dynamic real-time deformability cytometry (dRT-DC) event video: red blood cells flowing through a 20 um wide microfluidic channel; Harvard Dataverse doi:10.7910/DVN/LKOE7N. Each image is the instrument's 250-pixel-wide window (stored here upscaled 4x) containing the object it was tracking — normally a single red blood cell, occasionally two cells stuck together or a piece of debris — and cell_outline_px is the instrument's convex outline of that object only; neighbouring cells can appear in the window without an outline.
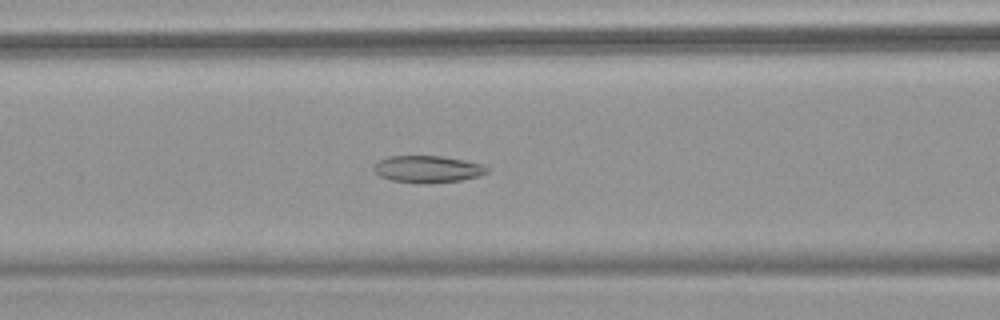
{"species": "common noctule bat (a hibernating species)", "species_latin": "Nyctalus noctula", "temperature_condition": "warm", "stored_images_in_passage": 43, "camera_frame_rate_fps": 3000, "um_per_image_px": 0.085, "animal": {"sex": "female", "body_mass_g": 18.4}, "frame": {"image": 1, "passage_image": 13, "time_ms": 4.0, "image_size_px": [1000, 320], "cell_outline_px": [[488, 172], [476, 176], [460, 180], [392, 180], [380, 176], [372, 168], [380, 160], [388, 156], [440, 156], [464, 160], [480, 164], [488, 168]], "centroid_in_image_um": [36.33, 14.31], "position_along_channel_um": 130.3, "area_um2": 16.53}}
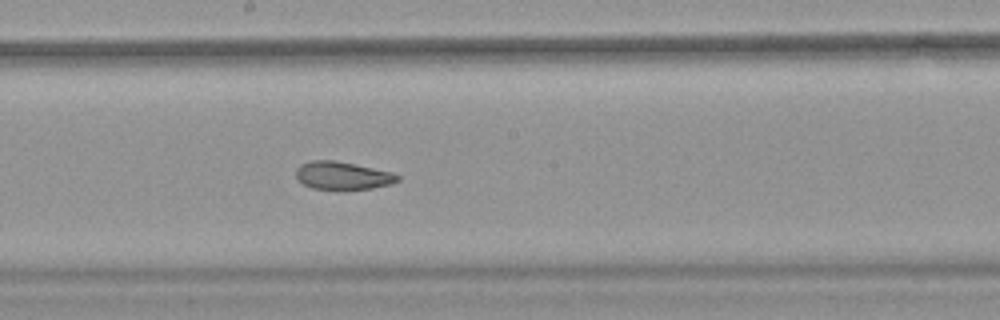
{"frame": {"image": 2, "passage_image": 20, "time_ms": 6.333, "image_size_px": [1000, 320], "cell_outline_px": [[400, 180], [388, 184], [372, 188], [312, 188], [304, 184], [296, 176], [296, 168], [300, 164], [312, 160], [332, 160], [392, 172], [400, 176]], "centroid_in_image_um": [29.1, 14.9], "position_along_channel_um": 219.1, "area_um2": 15.95}}
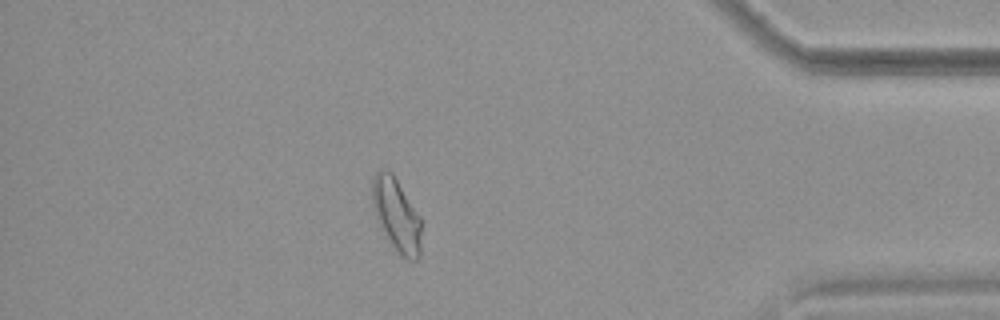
{"frame": {"image": 3, "passage_image": 37, "time_ms": 12.0, "image_size_px": [1000, 320], "cell_outline_px": [[420, 256], [416, 260], [408, 260], [400, 256], [384, 236], [376, 220], [372, 204], [372, 180], [376, 172], [380, 168], [392, 172], [420, 216]], "centroid_in_image_um": [33.67, 18.28], "position_along_channel_um": 401.5, "area_um2": 21.15}, "authors_computed_cell_mechanics": {"area_um2": 18.2648, "velocity_mm_per_s": 3.8276, "shape_relaxation_time_tau1_ms": null, "shape_relaxation_time_tau2_ms": 2.5998, "deformation_change_tau1": null, "deformation_change_tau2": 0.0848}}